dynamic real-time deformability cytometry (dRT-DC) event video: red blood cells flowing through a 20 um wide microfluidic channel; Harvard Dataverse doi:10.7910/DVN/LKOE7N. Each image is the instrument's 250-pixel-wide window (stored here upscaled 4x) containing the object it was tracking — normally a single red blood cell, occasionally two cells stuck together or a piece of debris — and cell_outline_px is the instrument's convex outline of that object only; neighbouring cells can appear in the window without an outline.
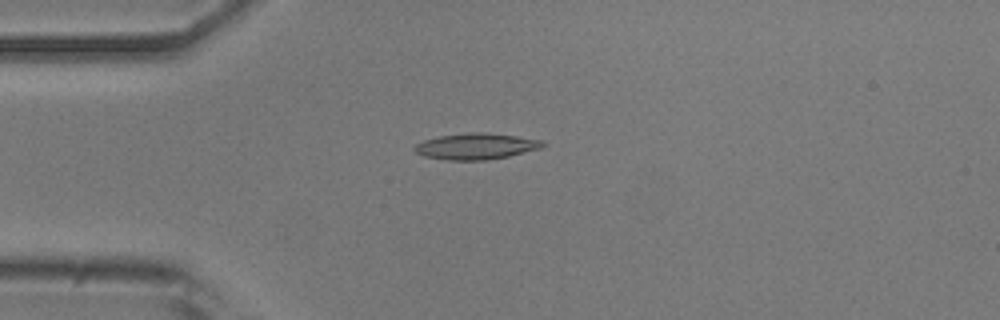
{"species": "common noctule bat (a hibernating species)", "species_latin": "Nyctalus noctula", "temperature_condition": "room temperature", "stored_images_in_passage": 53, "camera_frame_rate_fps": 3000, "um_per_image_px": 0.085, "animal": {"sex": "male", "body_mass_g": 20.5, "forearm_length_mm": 52.5}, "frame": {"image": 1, "passage_image": 13, "time_ms": 4.0, "image_size_px": [1000, 320], "cell_outline_px": [[548, 144], [544, 148], [508, 156], [484, 160], [444, 160], [424, 156], [416, 152], [412, 148], [416, 144], [424, 140], [440, 136], [468, 132], [484, 132], [516, 136], [544, 140]], "centroid_in_image_um": [40.51, 12.43], "position_along_channel_um": 44.5, "area_um2": 19.71}}
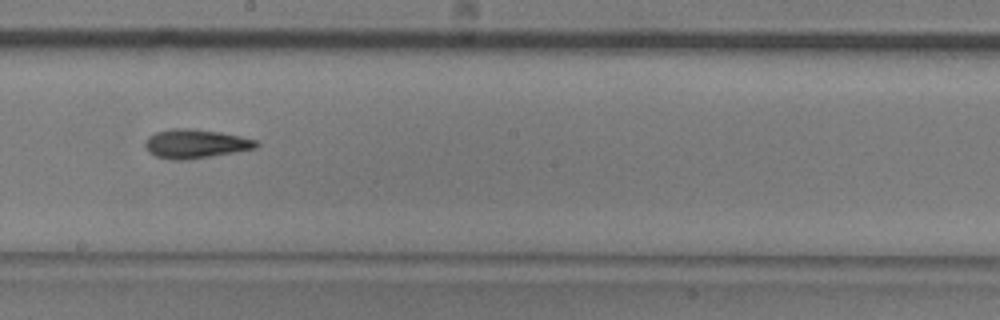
{"frame": {"image": 2, "passage_image": 29, "time_ms": 9.333, "image_size_px": [1000, 320], "cell_outline_px": [[260, 144], [256, 148], [188, 160], [172, 160], [156, 156], [148, 152], [144, 148], [144, 144], [148, 136], [156, 132], [172, 128], [192, 128], [220, 132], [240, 136], [256, 140]], "centroid_in_image_um": [16.58, 12.22], "position_along_channel_um": 231.6, "area_um2": 18.84}}
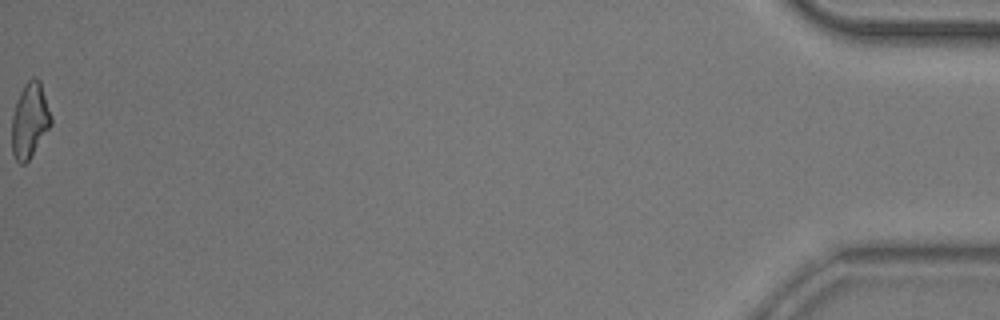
{"frame": {"image": 3, "passage_image": 53, "time_ms": 17.333, "image_size_px": [1000, 320], "cell_outline_px": [[52, 124], [28, 160], [24, 164], [20, 164], [16, 160], [12, 152], [12, 116], [16, 100], [24, 84], [32, 76], [36, 76], [40, 80], [52, 116]], "centroid_in_image_um": [2.53, 10.19], "position_along_channel_um": 432.7, "area_um2": 17.22}, "authors_computed_cell_mechanics": {"area_um2": 18.1492, "velocity_mm_per_s": 3.8053, "shape_relaxation_time_tau1_ms": 5.2382, "shape_relaxation_time_tau2_ms": 3.6439, "deformation_change_tau1": 0.1482, "deformation_change_tau2": 0.1271}}